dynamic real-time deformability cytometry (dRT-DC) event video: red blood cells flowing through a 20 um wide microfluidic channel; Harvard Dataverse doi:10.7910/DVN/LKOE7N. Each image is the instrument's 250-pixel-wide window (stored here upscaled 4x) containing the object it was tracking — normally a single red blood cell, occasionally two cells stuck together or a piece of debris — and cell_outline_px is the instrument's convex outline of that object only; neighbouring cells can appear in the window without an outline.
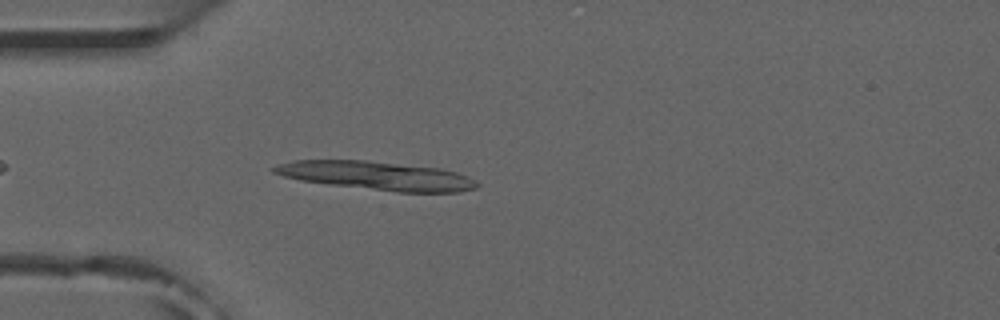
{"species": "common noctule bat (a hibernating species)", "species_latin": "Nyctalus noctula", "temperature_condition": "room temperature", "stored_images_in_passage": 38, "camera_frame_rate_fps": 3000, "um_per_image_px": 0.085, "animal": {"sex": "male", "forearm_length_mm": 52.5}, "frame": {"image": 1, "passage_image": 1, "time_ms": 0.0, "image_size_px": [1000, 320], "cell_outline_px": [[480, 184], [476, 188], [460, 192], [396, 192], [300, 180], [284, 176], [272, 172], [268, 168], [280, 164], [296, 160], [364, 160], [440, 168], [456, 172], [468, 176], [476, 180]], "centroid_in_image_um": [32.06, 14.93], "position_along_channel_um": 52.9, "area_um2": 33.64}, "authors_computed_cell_mechanics": {"area_um2": 16.0106, "velocity_mm_per_s": 3.8974, "shape_relaxation_time_tau1_ms": null, "shape_relaxation_time_tau2_ms": 10.5858, "deformation_change_tau1": null, "deformation_change_tau2": 0.1862}}